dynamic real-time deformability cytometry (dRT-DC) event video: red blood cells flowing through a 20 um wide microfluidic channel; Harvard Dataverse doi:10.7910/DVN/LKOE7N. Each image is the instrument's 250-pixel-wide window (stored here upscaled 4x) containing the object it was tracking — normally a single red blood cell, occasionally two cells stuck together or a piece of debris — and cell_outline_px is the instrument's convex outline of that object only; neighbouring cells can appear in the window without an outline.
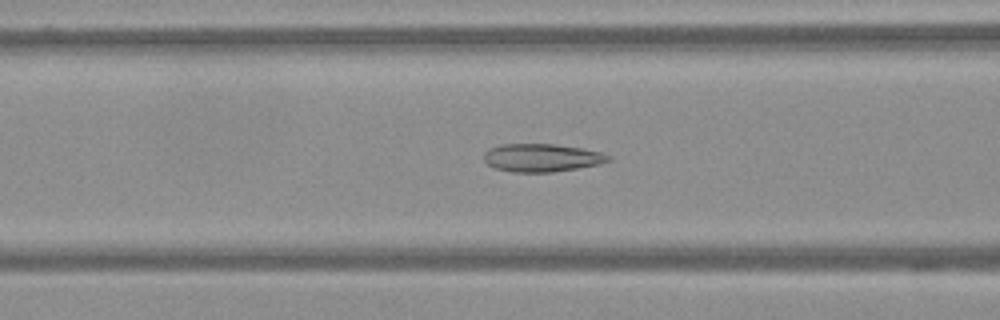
{"species": "Egyptian fruit bat (a non-hibernating species)", "species_latin": "Rousettus aegyptiacus", "temperature_condition": "warm", "stored_images_in_passage": 53, "camera_frame_rate_fps": 3000, "um_per_image_px": 0.085, "frame": {"image": 1, "passage_image": 16, "time_ms": 5.0, "image_size_px": [1000, 320], "cell_outline_px": [[612, 160], [600, 164], [552, 172], [512, 172], [496, 168], [488, 164], [484, 160], [484, 152], [488, 148], [500, 144], [552, 144], [584, 148], [600, 152], [612, 156]], "centroid_in_image_um": [46.06, 13.4], "position_along_channel_um": 120.5, "area_um2": 20.4}}
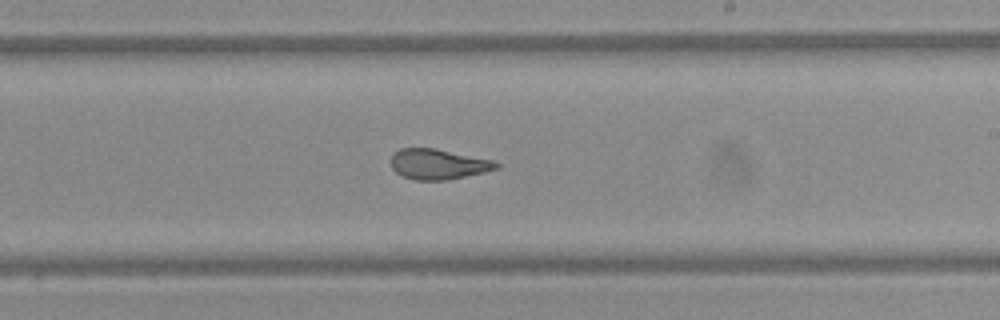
{"frame": {"image": 2, "passage_image": 28, "time_ms": 9.0, "image_size_px": [1000, 320], "cell_outline_px": [[500, 168], [484, 172], [448, 180], [416, 180], [400, 176], [392, 168], [392, 156], [400, 148], [436, 148], [492, 160], [500, 164]], "centroid_in_image_um": [37.26, 13.96], "position_along_channel_um": 251.7, "area_um2": 18.61}}
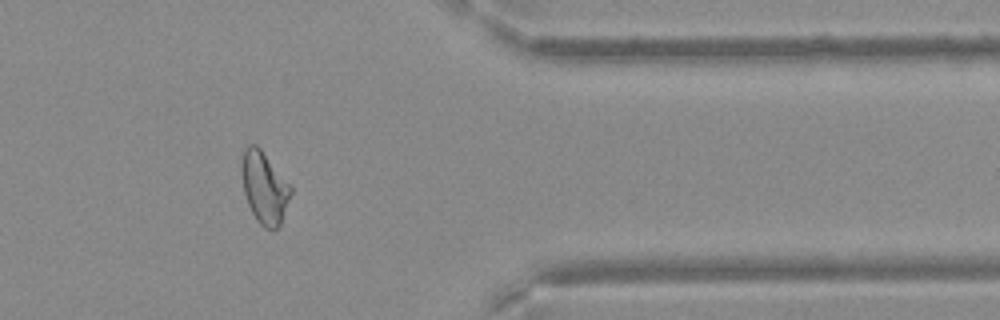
{"frame": {"image": 3, "passage_image": 42, "time_ms": 13.667, "image_size_px": [1000, 320], "cell_outline_px": [[292, 192], [280, 224], [272, 232], [264, 228], [256, 220], [248, 204], [244, 192], [240, 168], [240, 164], [244, 148], [248, 144], [256, 144], [260, 148], [292, 184]], "centroid_in_image_um": [22.47, 15.92], "position_along_channel_um": 388.9, "area_um2": 20.98}}